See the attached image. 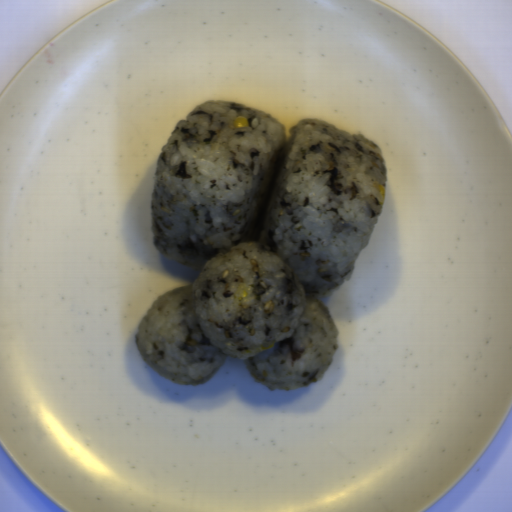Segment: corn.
I'll list each match as a JSON object with an SVG mask.
<instances>
[{"label": "corn", "instance_id": "1", "mask_svg": "<svg viewBox=\"0 0 512 512\" xmlns=\"http://www.w3.org/2000/svg\"><path fill=\"white\" fill-rule=\"evenodd\" d=\"M233 127L235 129H243V128L249 127V121H248L247 117H245L243 115L238 116L233 123Z\"/></svg>", "mask_w": 512, "mask_h": 512}, {"label": "corn", "instance_id": "2", "mask_svg": "<svg viewBox=\"0 0 512 512\" xmlns=\"http://www.w3.org/2000/svg\"><path fill=\"white\" fill-rule=\"evenodd\" d=\"M377 189L379 195L385 198V187L383 185L378 184Z\"/></svg>", "mask_w": 512, "mask_h": 512}, {"label": "corn", "instance_id": "3", "mask_svg": "<svg viewBox=\"0 0 512 512\" xmlns=\"http://www.w3.org/2000/svg\"><path fill=\"white\" fill-rule=\"evenodd\" d=\"M274 345H275V344L273 343V344H271V345H269V346H262V347H261V349H262V351L270 350L271 348H273V347H274Z\"/></svg>", "mask_w": 512, "mask_h": 512}, {"label": "corn", "instance_id": "4", "mask_svg": "<svg viewBox=\"0 0 512 512\" xmlns=\"http://www.w3.org/2000/svg\"><path fill=\"white\" fill-rule=\"evenodd\" d=\"M240 296H242V297L246 298V297H248V294H247V292L242 291V293H241V295H240Z\"/></svg>", "mask_w": 512, "mask_h": 512}]
</instances>
